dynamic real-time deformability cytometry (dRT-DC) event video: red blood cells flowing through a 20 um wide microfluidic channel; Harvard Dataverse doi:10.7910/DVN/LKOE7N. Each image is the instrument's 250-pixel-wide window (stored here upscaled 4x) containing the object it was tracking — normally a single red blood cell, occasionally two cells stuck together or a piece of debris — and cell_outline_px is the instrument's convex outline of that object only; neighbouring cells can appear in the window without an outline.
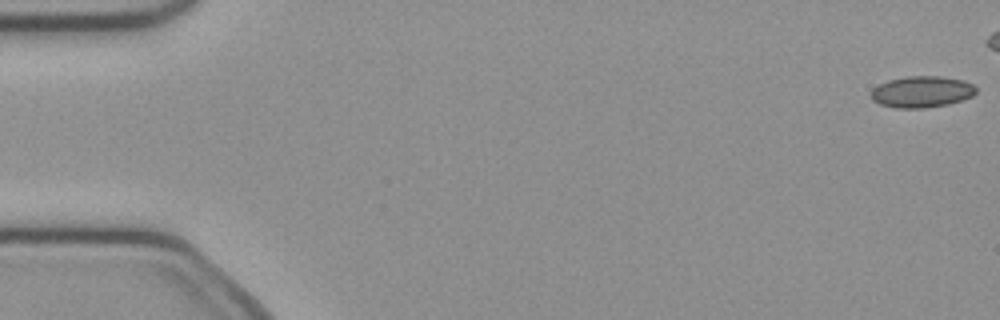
{"species": "common noctule bat (a hibernating species)", "species_latin": "Nyctalus noctula", "temperature_condition": "cold", "stored_images_in_passage": 9, "camera_frame_rate_fps": 3000, "um_per_image_px": 0.085, "animal": {"sex": "female", "body_mass_g": 21.9}, "frame": {"image": 1, "passage_image": 1, "time_ms": 0.0, "image_size_px": [1000, 320], "cell_outline_px": [[976, 92], [972, 96], [948, 104], [924, 108], [896, 108], [880, 104], [872, 100], [868, 96], [872, 88], [888, 80], [908, 76], [940, 76], [964, 80], [972, 84], [976, 88]], "centroid_in_image_um": [78.31, 7.8], "position_along_channel_um": 6.7, "area_um2": 19.31}}